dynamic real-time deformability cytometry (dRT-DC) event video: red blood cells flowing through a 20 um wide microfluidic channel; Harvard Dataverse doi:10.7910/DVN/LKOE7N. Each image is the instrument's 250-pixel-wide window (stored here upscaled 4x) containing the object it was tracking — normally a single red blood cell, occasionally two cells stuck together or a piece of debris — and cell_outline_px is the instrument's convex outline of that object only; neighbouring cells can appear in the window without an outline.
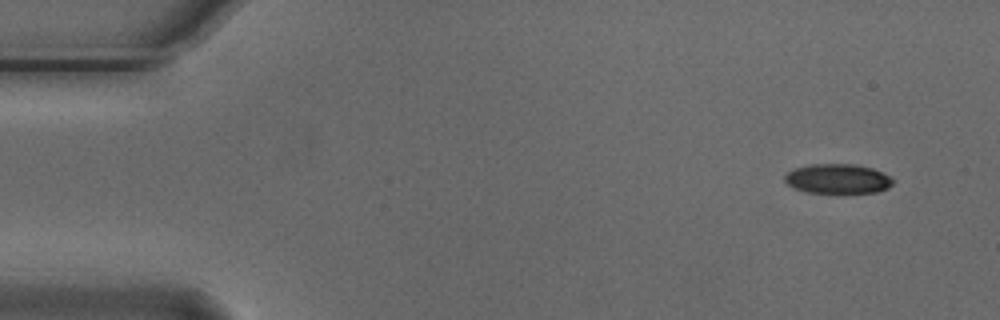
{"species": "Egyptian fruit bat (a non-hibernating species)", "species_latin": "Rousettus aegyptiacus", "temperature_condition": "cold", "stored_images_in_passage": 9, "camera_frame_rate_fps": 3000, "um_per_image_px": 0.085, "animal": {"sex": "male"}, "frame": {"image": 1, "passage_image": 1, "time_ms": 0.0, "image_size_px": [1000, 320], "cell_outline_px": [[892, 184], [888, 188], [876, 192], [808, 192], [796, 188], [788, 184], [784, 180], [784, 176], [788, 172], [796, 168], [812, 164], [856, 164], [872, 168], [888, 176], [892, 180]], "centroid_in_image_um": [71.2, 15.18], "position_along_channel_um": 13.8, "area_um2": 18.26}}
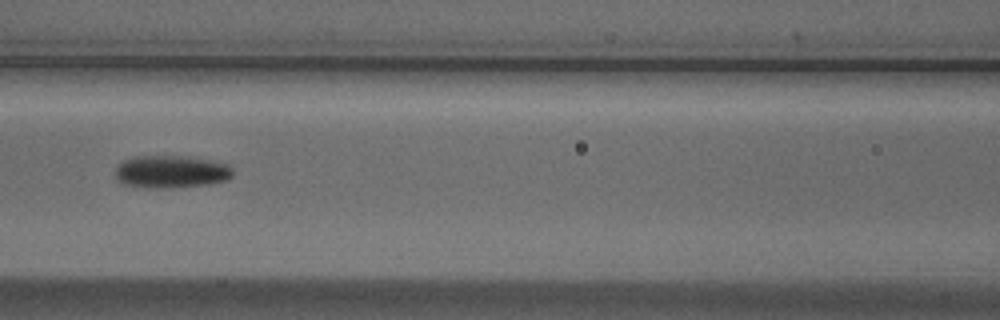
{"frame": {"image": 2, "passage_image": 6, "time_ms": 1.667, "image_size_px": [1000, 320], "cell_outline_px": [[232, 176], [228, 180], [208, 184], [172, 188], [144, 188], [124, 184], [116, 176], [116, 164], [132, 156], [188, 156], [212, 160], [228, 164], [232, 168]], "centroid_in_image_um": [14.55, 14.59], "position_along_channel_um": 152.0, "area_um2": 22.6}}
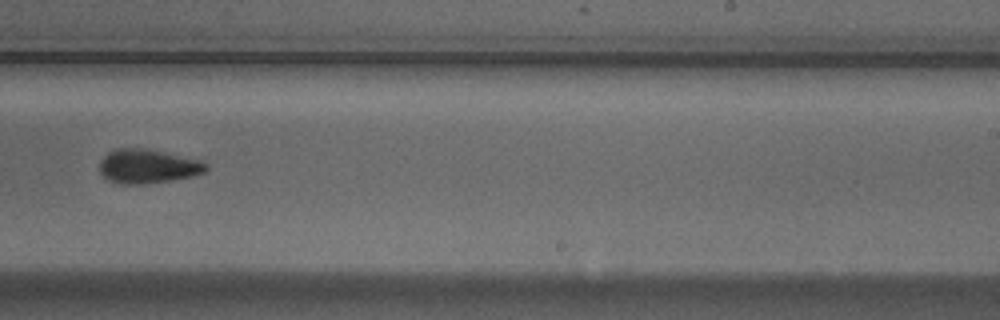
{"frame": {"image": 3, "passage_image": 9, "time_ms": 2.667, "image_size_px": [1000, 320], "cell_outline_px": [[208, 168], [204, 172], [192, 176], [144, 184], [120, 184], [108, 180], [100, 172], [100, 160], [108, 152], [116, 148], [140, 148], [200, 160], [208, 164]], "centroid_in_image_um": [12.52, 14.14], "position_along_channel_um": 276.5, "area_um2": 20.81}}